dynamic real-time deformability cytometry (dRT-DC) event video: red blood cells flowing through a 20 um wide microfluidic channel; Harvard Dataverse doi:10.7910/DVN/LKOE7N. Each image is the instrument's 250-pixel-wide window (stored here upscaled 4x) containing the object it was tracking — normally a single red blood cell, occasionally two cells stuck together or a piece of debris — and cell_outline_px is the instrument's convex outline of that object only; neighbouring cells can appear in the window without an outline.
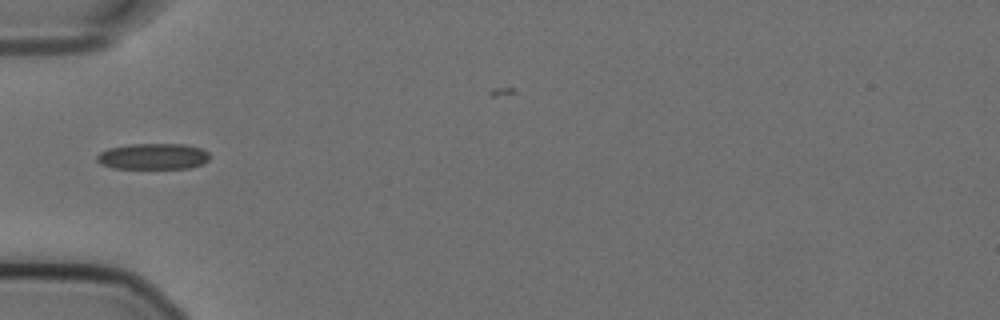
{"species": "Egyptian fruit bat (a non-hibernating species)", "species_latin": "Rousettus aegyptiacus", "temperature_condition": "cold", "stored_images_in_passage": 21, "camera_frame_rate_fps": 3000, "um_per_image_px": 0.085, "animal": {"sex": "female"}, "frame": {"image": 1, "passage_image": 1, "time_ms": 0.0, "image_size_px": [1000, 320], "cell_outline_px": [[208, 160], [204, 164], [192, 168], [112, 168], [100, 164], [96, 160], [96, 156], [100, 152], [108, 148], [132, 144], [184, 144], [200, 148], [208, 152]], "centroid_in_image_um": [13.0, 13.3], "position_along_channel_um": 72.0, "area_um2": 17.17}}
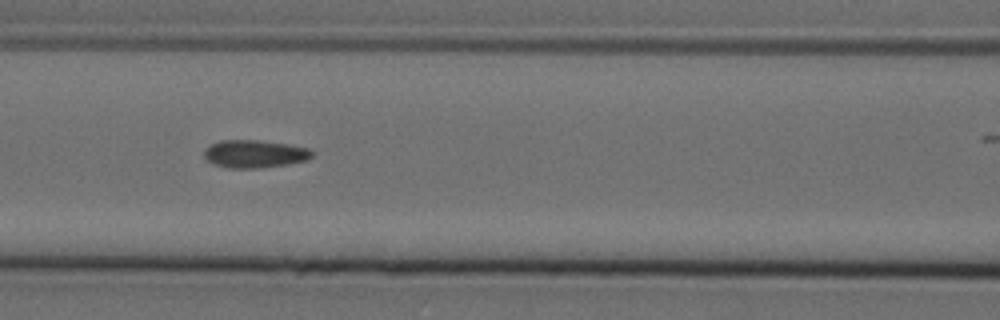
{"frame": {"image": 2, "passage_image": 7, "time_ms": 2.0, "image_size_px": [1000, 320], "cell_outline_px": [[312, 156], [308, 160], [288, 164], [256, 168], [228, 168], [216, 164], [208, 160], [204, 156], [204, 148], [220, 140], [260, 140], [288, 144], [308, 148], [312, 152]], "centroid_in_image_um": [21.64, 13.07], "position_along_channel_um": 145.0, "area_um2": 17.4}}
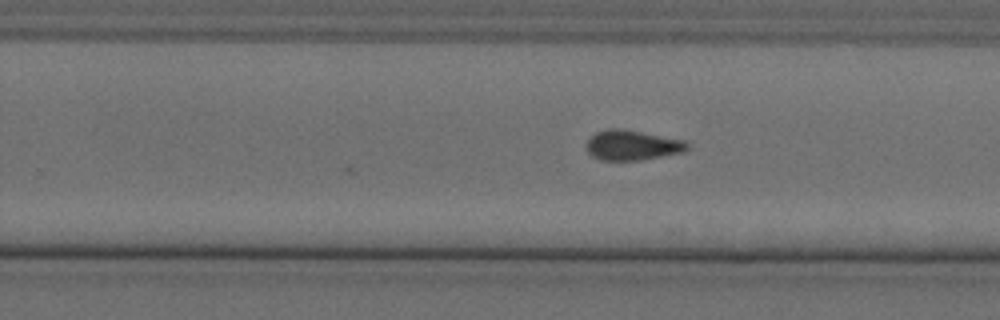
{"frame": {"image": 3, "passage_image": 18, "time_ms": 5.667, "image_size_px": [1000, 320], "cell_outline_px": [[688, 148], [684, 152], [640, 160], [600, 160], [592, 156], [584, 148], [584, 144], [596, 132], [608, 128], [624, 128], [684, 140], [688, 144]], "centroid_in_image_um": [53.7, 12.33], "position_along_channel_um": 276.1, "area_um2": 17.86}}